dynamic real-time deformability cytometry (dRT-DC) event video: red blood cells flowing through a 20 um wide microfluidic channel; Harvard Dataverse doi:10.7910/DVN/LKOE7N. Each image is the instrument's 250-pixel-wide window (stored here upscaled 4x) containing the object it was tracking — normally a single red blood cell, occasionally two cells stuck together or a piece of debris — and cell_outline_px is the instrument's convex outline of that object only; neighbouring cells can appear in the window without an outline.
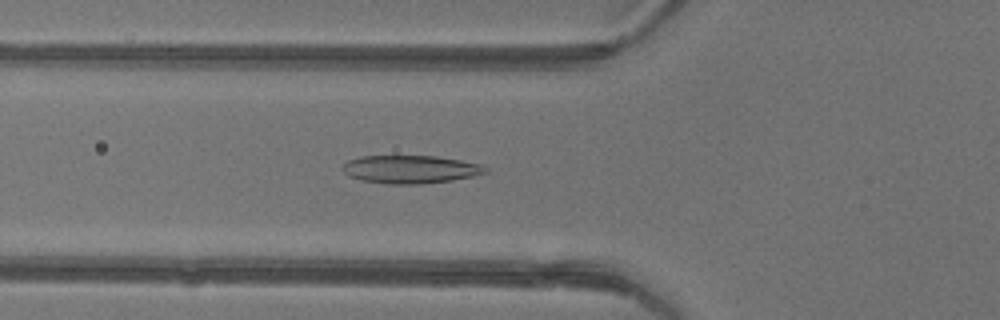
{"species": "common noctule bat (a hibernating species)", "species_latin": "Nyctalus noctula", "temperature_condition": "warm", "stored_images_in_passage": 48, "camera_frame_rate_fps": 3000, "um_per_image_px": 0.085, "animal": {"sex": "female"}, "frame": {"image": 1, "passage_image": 18, "time_ms": 5.667, "image_size_px": [1000, 320], "cell_outline_px": [[488, 172], [472, 176], [452, 180], [424, 184], [388, 184], [360, 180], [348, 176], [340, 168], [348, 160], [360, 156], [436, 156], [460, 160], [480, 164], [488, 168]], "centroid_in_image_um": [34.86, 14.39], "position_along_channel_um": 90.9, "area_um2": 23.47}}
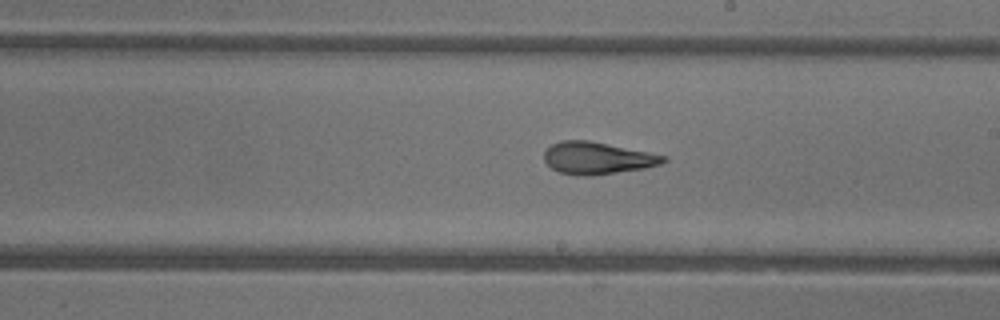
{"frame": {"image": 2, "passage_image": 28, "time_ms": 9.0, "image_size_px": [1000, 320], "cell_outline_px": [[668, 160], [660, 164], [644, 168], [592, 176], [576, 176], [560, 172], [552, 168], [544, 160], [544, 152], [552, 144], [560, 140], [588, 140], [668, 156]], "centroid_in_image_um": [50.77, 13.44], "position_along_channel_um": 238.2, "area_um2": 22.31}}
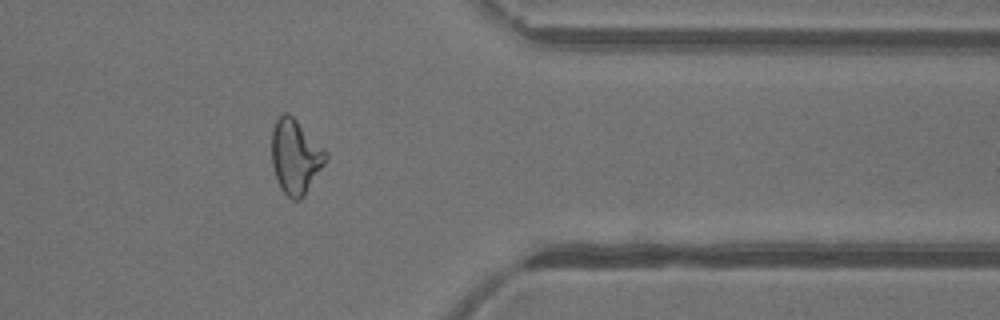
{"frame": {"image": 3, "passage_image": 39, "time_ms": 12.667, "image_size_px": [1000, 320], "cell_outline_px": [[328, 156], [324, 164], [304, 196], [300, 200], [292, 200], [280, 188], [276, 180], [272, 164], [272, 128], [276, 120], [284, 112], [288, 112], [328, 152]], "centroid_in_image_um": [25.1, 13.32], "position_along_channel_um": 386.3, "area_um2": 23.35}, "authors_computed_cell_mechanics": {"area_um2": 23.7558, "velocity_mm_per_s": 4.3969, "shape_relaxation_time_tau1_ms": null, "shape_relaxation_time_tau2_ms": 1.6746, "deformation_change_tau1": null, "deformation_change_tau2": 0.1084}}